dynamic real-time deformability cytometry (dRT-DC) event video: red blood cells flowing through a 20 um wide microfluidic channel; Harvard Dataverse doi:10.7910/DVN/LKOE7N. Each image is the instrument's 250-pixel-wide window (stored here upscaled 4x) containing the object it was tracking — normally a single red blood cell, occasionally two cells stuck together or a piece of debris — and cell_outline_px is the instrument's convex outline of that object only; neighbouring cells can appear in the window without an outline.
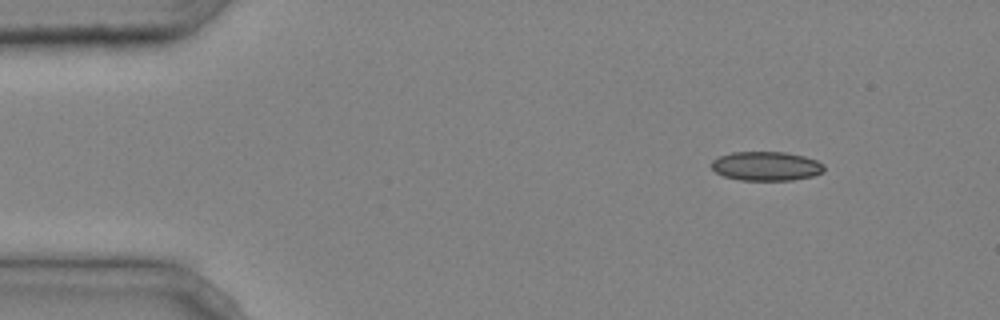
{"species": "common noctule bat (a hibernating species)", "species_latin": "Nyctalus noctula", "temperature_condition": "cold", "stored_images_in_passage": 3, "camera_frame_rate_fps": 3000, "um_per_image_px": 0.085, "animal": {"sex": "male", "body_mass_g": 20.4}, "frame": {"image": 1, "passage_image": 1, "time_ms": 0.0, "image_size_px": [1000, 320], "cell_outline_px": [[824, 172], [812, 176], [792, 180], [740, 180], [724, 176], [716, 172], [712, 168], [712, 160], [720, 156], [732, 152], [784, 152], [804, 156], [816, 160], [824, 164]], "centroid_in_image_um": [65.14, 14.12], "position_along_channel_um": 19.9, "area_um2": 19.07}}
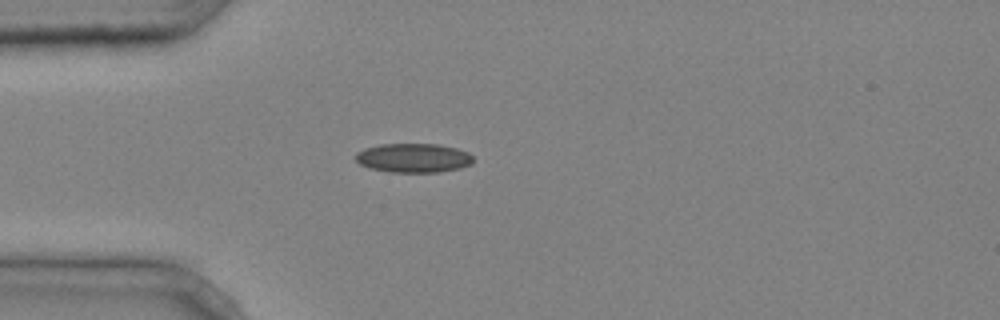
{"frame": {"image": 2, "passage_image": 3, "time_ms": 0.667, "image_size_px": [1000, 320], "cell_outline_px": [[472, 164], [460, 168], [440, 172], [388, 172], [368, 168], [360, 164], [356, 160], [356, 152], [364, 148], [380, 144], [440, 144], [456, 148], [468, 152], [472, 156]], "centroid_in_image_um": [35.13, 13.42], "position_along_channel_um": 49.9, "area_um2": 20.11}}